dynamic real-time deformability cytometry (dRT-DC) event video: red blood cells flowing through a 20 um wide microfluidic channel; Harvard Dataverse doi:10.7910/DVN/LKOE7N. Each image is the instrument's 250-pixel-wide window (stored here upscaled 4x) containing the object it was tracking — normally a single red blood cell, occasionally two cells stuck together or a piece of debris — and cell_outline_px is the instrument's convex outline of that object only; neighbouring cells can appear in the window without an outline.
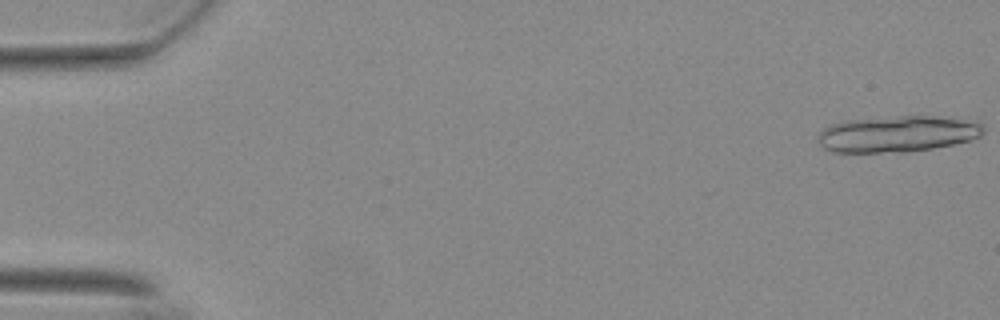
{"species": "Egyptian fruit bat (a non-hibernating species)", "species_latin": "Rousettus aegyptiacus", "temperature_condition": "warm", "stored_images_in_passage": 32, "camera_frame_rate_fps": 3000, "um_per_image_px": 0.085, "animal": {"sex": "female"}, "frame": {"image": 1, "passage_image": 1, "time_ms": 0.0, "image_size_px": [1000, 320], "cell_outline_px": [[984, 132], [980, 136], [968, 140], [952, 144], [932, 148], [908, 152], [836, 152], [824, 148], [820, 144], [816, 136], [828, 124], [844, 120], [900, 116], [932, 116], [960, 120], [984, 124]], "centroid_in_image_um": [76.21, 11.38], "position_along_channel_um": 8.8, "area_um2": 34.74}}